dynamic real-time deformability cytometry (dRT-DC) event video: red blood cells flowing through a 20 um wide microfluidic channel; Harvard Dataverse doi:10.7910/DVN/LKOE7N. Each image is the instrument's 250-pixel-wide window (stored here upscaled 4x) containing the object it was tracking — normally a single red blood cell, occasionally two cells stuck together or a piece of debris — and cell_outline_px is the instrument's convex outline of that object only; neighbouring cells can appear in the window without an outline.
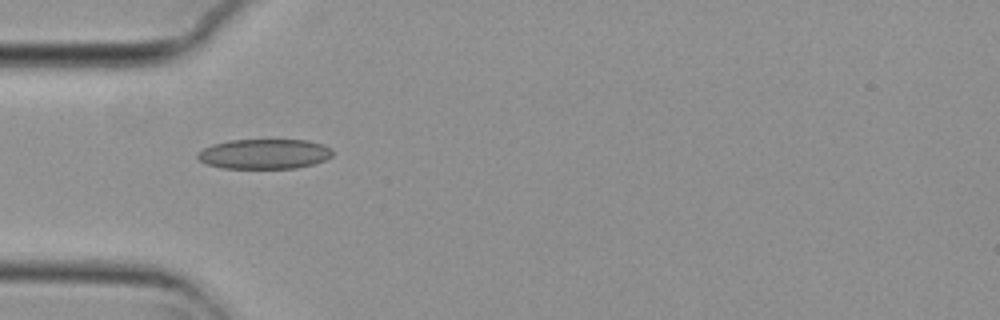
{"species": "common noctule bat (a hibernating species)", "species_latin": "Nyctalus noctula", "temperature_condition": "cold", "stored_images_in_passage": 8, "camera_frame_rate_fps": 3000, "um_per_image_px": 0.085, "animal": {"sex": "female", "body_mass_g": 29.2, "forearm_length_mm": 56.3}, "frame": {"image": 1, "passage_image": 4, "time_ms": 1.0, "image_size_px": [1000, 320], "cell_outline_px": [[332, 156], [324, 160], [312, 164], [296, 168], [224, 168], [208, 164], [200, 160], [196, 156], [204, 148], [212, 144], [228, 140], [308, 140], [324, 144], [332, 148]], "centroid_in_image_um": [22.5, 13.07], "position_along_channel_um": 62.5, "area_um2": 23.47}}
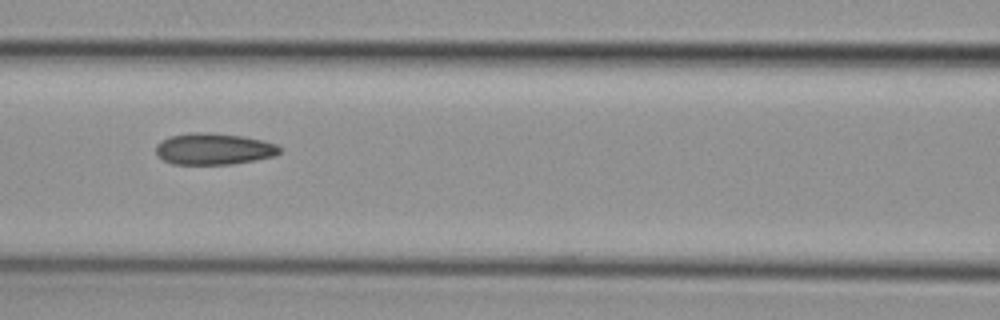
{"frame": {"image": 2, "passage_image": 6, "time_ms": 1.667, "image_size_px": [1000, 320], "cell_outline_px": [[280, 152], [276, 156], [256, 160], [232, 164], [172, 164], [164, 160], [156, 152], [156, 144], [160, 140], [168, 136], [188, 132], [208, 132], [244, 136], [276, 144], [280, 148]], "centroid_in_image_um": [18.15, 12.65], "position_along_channel_um": 148.5, "area_um2": 22.89}}
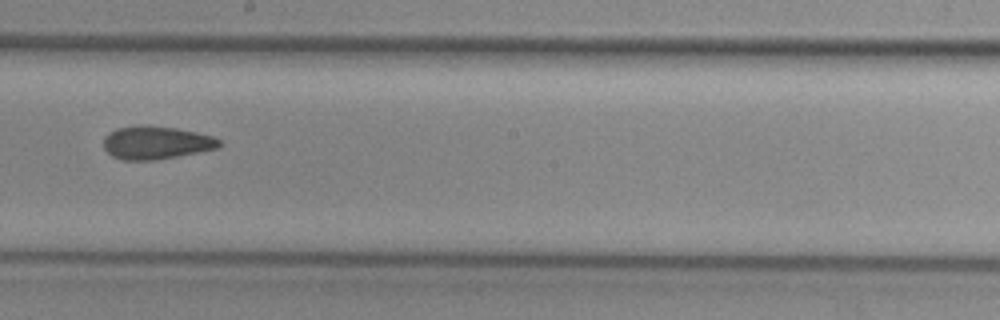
{"frame": {"image": 3, "passage_image": 8, "time_ms": 2.333, "image_size_px": [1000, 320], "cell_outline_px": [[224, 144], [216, 148], [156, 160], [120, 160], [112, 156], [104, 148], [104, 136], [108, 132], [116, 128], [140, 124], [148, 124], [176, 128], [196, 132], [212, 136], [220, 140]], "centroid_in_image_um": [13.23, 12.11], "position_along_channel_um": 235.0, "area_um2": 22.48}}